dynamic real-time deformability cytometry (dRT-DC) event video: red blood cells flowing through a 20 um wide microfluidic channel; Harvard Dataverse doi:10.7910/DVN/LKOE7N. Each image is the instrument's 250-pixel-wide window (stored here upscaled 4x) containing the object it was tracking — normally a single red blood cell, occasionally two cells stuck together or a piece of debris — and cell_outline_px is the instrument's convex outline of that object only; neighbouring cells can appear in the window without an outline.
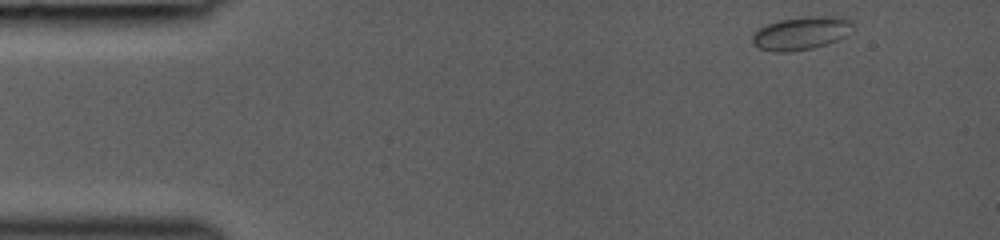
{"species": "common noctule bat (a hibernating species)", "species_latin": "Nyctalus noctula", "temperature_condition": "room temperature", "stored_images_in_passage": 41, "camera_frame_rate_fps": 3000, "um_per_image_px": 0.085, "animal": {"sex": "female", "body_mass_g": 19.0, "forearm_length_mm": 53.3}, "frame": {"image": 1, "passage_image": 1, "time_ms": 0.0, "image_size_px": [1000, 240], "cell_outline_px": [[852, 32], [828, 44], [812, 48], [788, 52], [772, 52], [760, 48], [752, 44], [752, 36], [760, 28], [768, 24], [780, 20], [808, 16], [844, 16], [852, 20]], "centroid_in_image_um": [68.14, 2.82], "position_along_channel_um": 16.9, "area_um2": 19.48}}
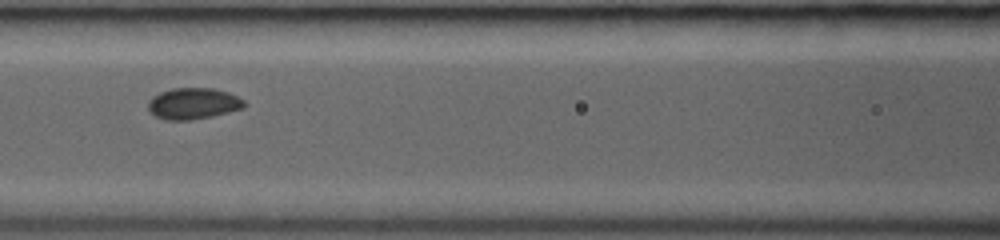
{"frame": {"image": 2, "passage_image": 17, "time_ms": 5.333, "image_size_px": [1000, 240], "cell_outline_px": [[248, 104], [244, 108], [212, 116], [192, 120], [164, 120], [148, 112], [148, 100], [152, 96], [160, 92], [172, 88], [212, 88], [228, 92], [244, 100]], "centroid_in_image_um": [16.41, 8.8], "position_along_channel_um": 150.2, "area_um2": 17.74}}
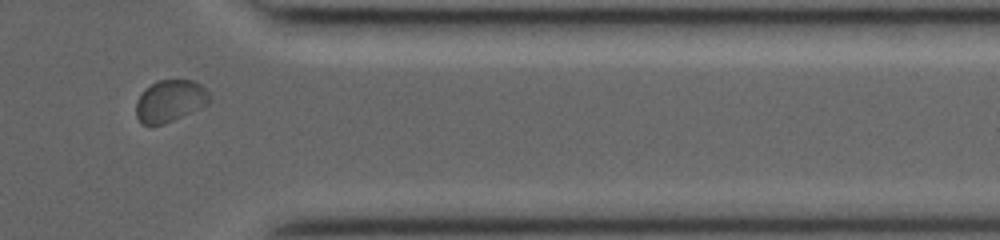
{"frame": {"image": 3, "passage_image": 34, "time_ms": 11.0, "image_size_px": [1000, 240], "cell_outline_px": [[212, 100], [208, 104], [164, 124], [152, 128], [140, 124], [136, 116], [136, 100], [144, 88], [156, 80], [192, 80], [200, 84], [208, 92]], "centroid_in_image_um": [14.4, 8.6], "position_along_channel_um": 397.0, "area_um2": 18.38}}